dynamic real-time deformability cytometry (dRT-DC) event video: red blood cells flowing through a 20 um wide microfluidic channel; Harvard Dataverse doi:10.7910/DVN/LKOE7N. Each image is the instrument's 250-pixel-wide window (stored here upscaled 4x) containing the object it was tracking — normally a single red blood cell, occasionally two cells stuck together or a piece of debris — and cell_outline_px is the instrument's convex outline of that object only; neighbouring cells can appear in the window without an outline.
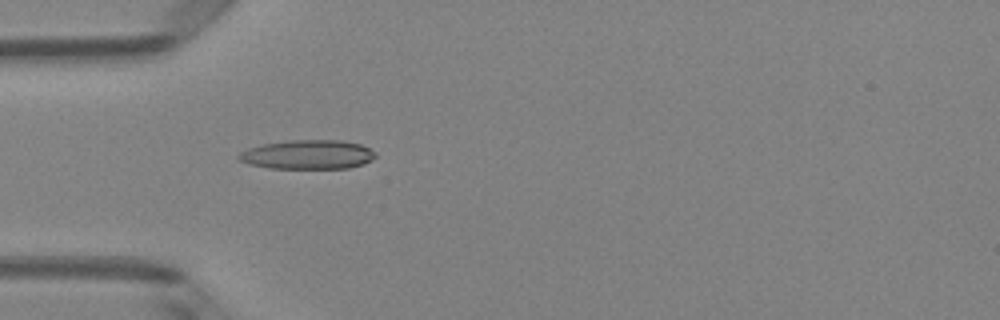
{"species": "Egyptian fruit bat (a non-hibernating species)", "species_latin": "Rousettus aegyptiacus", "temperature_condition": "room temperature", "stored_images_in_passage": 50, "camera_frame_rate_fps": 3000, "um_per_image_px": 0.085, "animal": {"sex": "female"}, "frame": {"image": 1, "passage_image": 15, "time_ms": 4.667, "image_size_px": [1000, 320], "cell_outline_px": [[376, 156], [372, 160], [364, 164], [348, 168], [268, 168], [248, 164], [240, 160], [236, 156], [240, 152], [248, 148], [264, 144], [288, 140], [344, 140], [360, 144], [376, 152]], "centroid_in_image_um": [26.17, 13.14], "position_along_channel_um": 58.8, "area_um2": 23.35}}
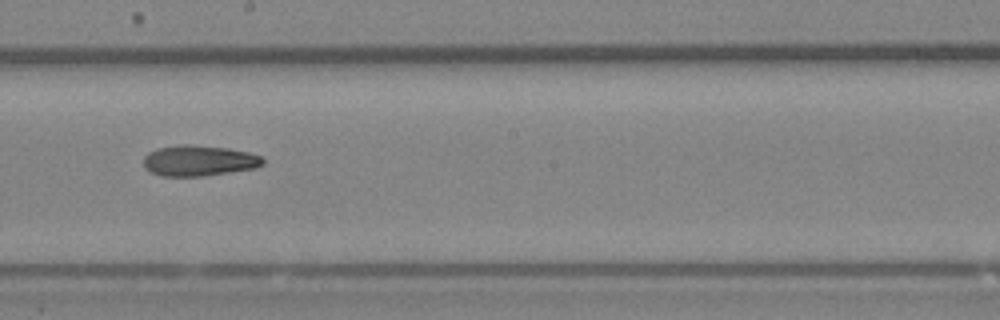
{"frame": {"image": 2, "passage_image": 28, "time_ms": 9.0, "image_size_px": [1000, 320], "cell_outline_px": [[264, 164], [256, 168], [204, 176], [160, 176], [144, 168], [144, 156], [148, 152], [156, 148], [188, 144], [228, 148], [248, 152], [264, 156]], "centroid_in_image_um": [16.93, 13.66], "position_along_channel_um": 231.3, "area_um2": 21.5}}
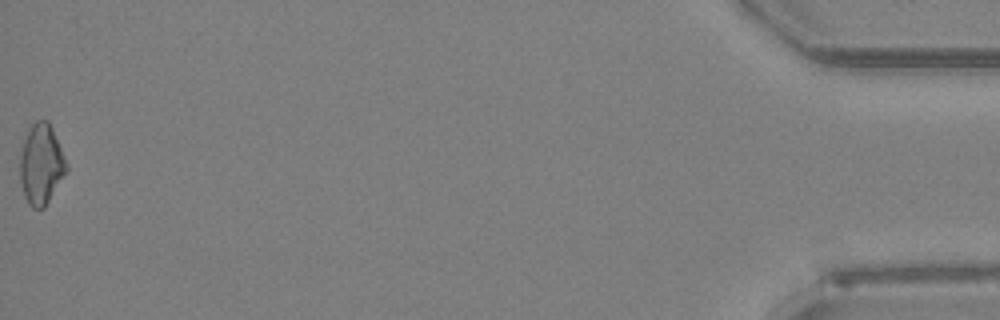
{"frame": {"image": 3, "passage_image": 50, "time_ms": 16.333, "image_size_px": [1000, 320], "cell_outline_px": [[68, 168], [44, 208], [32, 208], [28, 204], [24, 196], [20, 180], [20, 156], [24, 140], [32, 124], [36, 120], [48, 120], [52, 128], [68, 164]], "centroid_in_image_um": [3.5, 13.97], "position_along_channel_um": 431.7, "area_um2": 21.5}}